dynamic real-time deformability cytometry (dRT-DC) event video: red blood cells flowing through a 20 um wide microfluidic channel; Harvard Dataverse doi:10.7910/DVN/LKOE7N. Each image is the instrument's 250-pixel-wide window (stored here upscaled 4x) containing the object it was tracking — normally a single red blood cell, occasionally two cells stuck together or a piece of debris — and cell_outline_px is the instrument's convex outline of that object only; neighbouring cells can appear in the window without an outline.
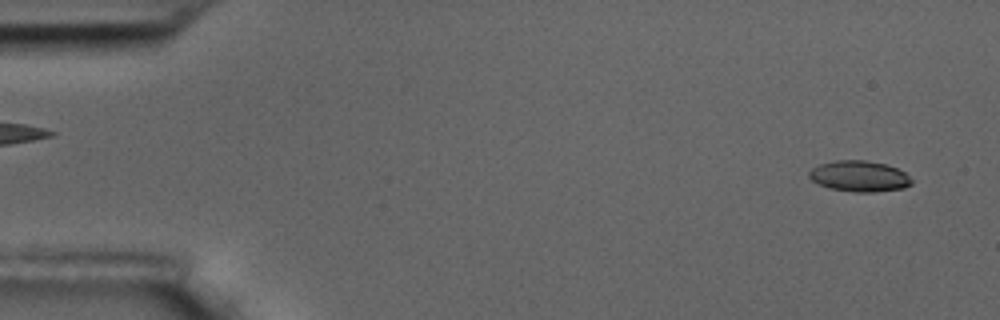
{"species": "common noctule bat (a hibernating species)", "species_latin": "Nyctalus noctula", "temperature_condition": "room temperature", "stored_images_in_passage": 59, "camera_frame_rate_fps": 3000, "um_per_image_px": 0.085, "animal": {"sex": "male", "body_mass_g": 17.5, "forearm_length_mm": 52.3}, "frame": {"image": 1, "passage_image": 4, "time_ms": 1.0, "image_size_px": [1000, 320], "cell_outline_px": [[912, 184], [904, 188], [872, 192], [856, 192], [828, 188], [812, 180], [808, 176], [808, 172], [812, 168], [820, 164], [836, 160], [864, 160], [884, 164], [896, 168], [904, 172], [912, 180]], "centroid_in_image_um": [73.03, 14.98], "position_along_channel_um": 12.0, "area_um2": 18.32}}
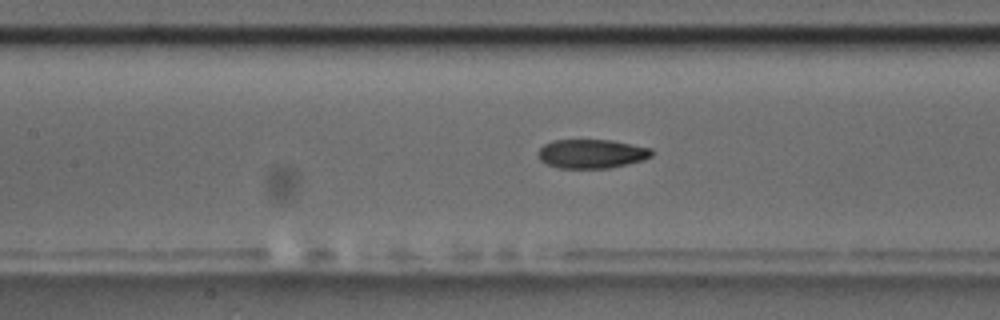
{"frame": {"image": 2, "passage_image": 27, "time_ms": 8.667, "image_size_px": [1000, 320], "cell_outline_px": [[652, 156], [644, 160], [628, 164], [608, 168], [560, 168], [548, 164], [540, 160], [536, 156], [536, 152], [544, 144], [552, 140], [612, 140], [652, 148]], "centroid_in_image_um": [50.28, 13.06], "position_along_channel_um": 157.1, "area_um2": 19.36}}
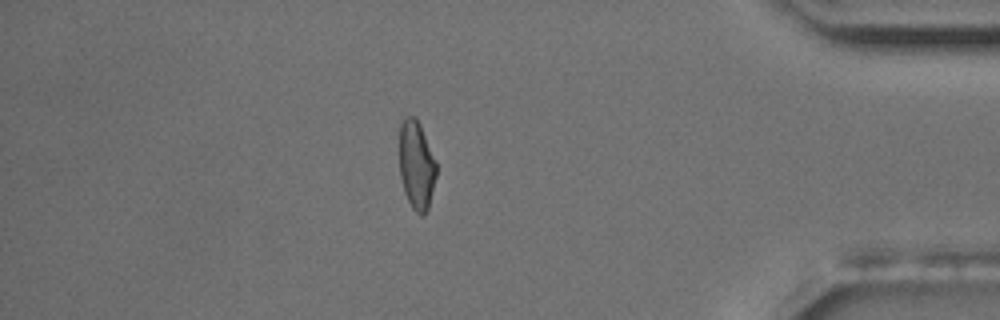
{"frame": {"image": 3, "passage_image": 51, "time_ms": 16.667, "image_size_px": [1000, 320], "cell_outline_px": [[436, 176], [428, 208], [424, 216], [420, 216], [412, 208], [404, 192], [400, 176], [400, 124], [404, 116], [416, 116], [420, 124], [436, 160]], "centroid_in_image_um": [35.4, 14.02], "position_along_channel_um": 399.8, "area_um2": 19.19}, "authors_computed_cell_mechanics": {"area_um2": 19.4786, "velocity_mm_per_s": 3.4984, "shape_relaxation_time_tau1_ms": 10.0541, "shape_relaxation_time_tau2_ms": 4.1464, "deformation_change_tau1": 0.2246, "deformation_change_tau2": 0.0995}}